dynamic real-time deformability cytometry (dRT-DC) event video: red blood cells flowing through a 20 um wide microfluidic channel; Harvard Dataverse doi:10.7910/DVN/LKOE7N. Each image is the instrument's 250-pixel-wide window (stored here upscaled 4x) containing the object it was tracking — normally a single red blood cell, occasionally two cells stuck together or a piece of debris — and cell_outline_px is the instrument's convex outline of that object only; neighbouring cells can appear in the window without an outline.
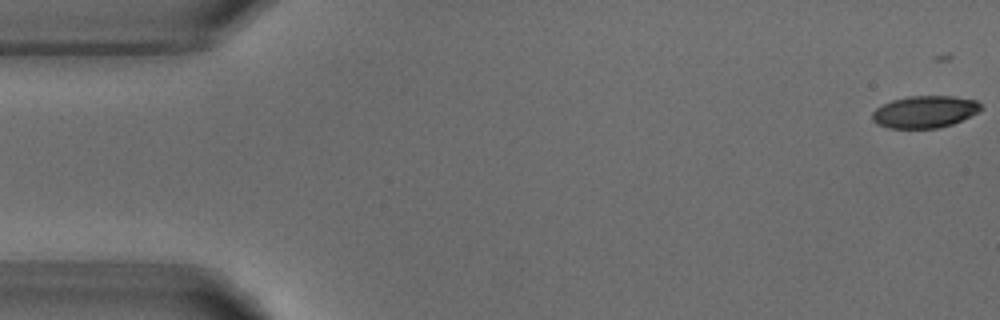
{"species": "common noctule bat (a hibernating species)", "species_latin": "Nyctalus noctula", "temperature_condition": "warm", "stored_images_in_passage": 5, "camera_frame_rate_fps": 3000, "um_per_image_px": 0.085, "animal": {"sex": "male", "body_mass_g": 18.8}, "frame": {"image": 1, "passage_image": 1, "time_ms": 0.0, "image_size_px": [1000, 320], "cell_outline_px": [[984, 108], [952, 124], [940, 128], [888, 128], [876, 124], [872, 120], [872, 112], [876, 108], [892, 100], [908, 96], [952, 96], [976, 100]], "centroid_in_image_um": [78.57, 9.5], "position_along_channel_um": 6.4, "area_um2": 20.23}}
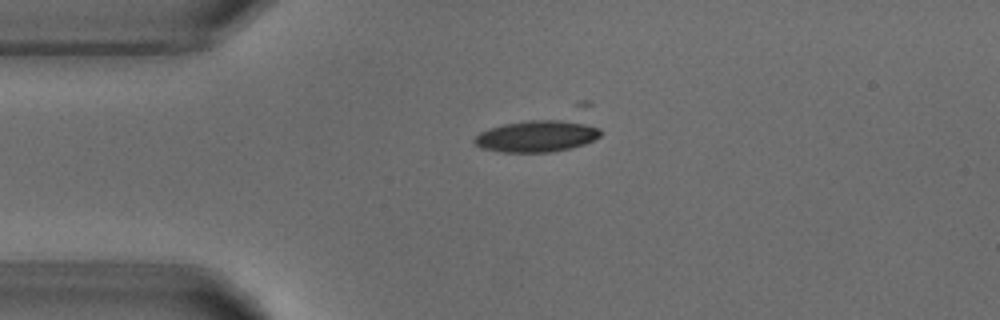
{"frame": {"image": 2, "passage_image": 4, "time_ms": 3.667, "image_size_px": [1000, 320], "cell_outline_px": [[600, 136], [584, 144], [572, 148], [552, 152], [500, 152], [480, 148], [472, 140], [480, 132], [488, 128], [504, 124], [528, 120], [576, 120], [600, 128]], "centroid_in_image_um": [45.62, 11.57], "position_along_channel_um": 39.4, "area_um2": 23.41}}